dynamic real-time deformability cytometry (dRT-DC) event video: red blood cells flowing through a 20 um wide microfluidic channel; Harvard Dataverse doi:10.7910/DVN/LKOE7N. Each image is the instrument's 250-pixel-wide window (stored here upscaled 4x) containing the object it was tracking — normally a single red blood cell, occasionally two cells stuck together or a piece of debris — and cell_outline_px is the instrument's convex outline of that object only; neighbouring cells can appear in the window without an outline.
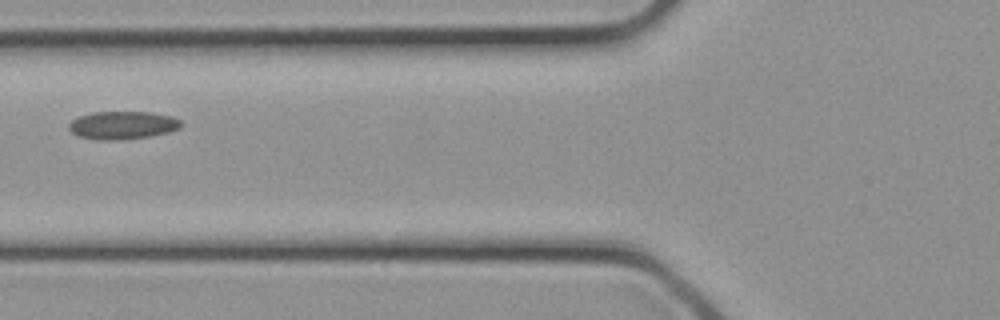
{"species": "common noctule bat (a hibernating species)", "species_latin": "Nyctalus noctula", "temperature_condition": "cold", "stored_images_in_passage": 14, "segment_of_instrument_passage": [2, 2], "camera_frame_rate_fps": 3000, "um_per_image_px": 0.085, "animal": {"sex": "female", "body_mass_g": 21.9}, "frame": {"image": 1, "passage_image": 10, "time_ms": 3.0, "image_size_px": [1000, 320], "cell_outline_px": [[184, 124], [180, 128], [168, 132], [152, 136], [124, 140], [96, 140], [76, 136], [68, 128], [68, 124], [72, 120], [80, 116], [92, 112], [152, 112], [172, 116], [180, 120]], "centroid_in_image_um": [10.43, 10.65], "position_along_channel_um": 115.4, "area_um2": 18.61}}
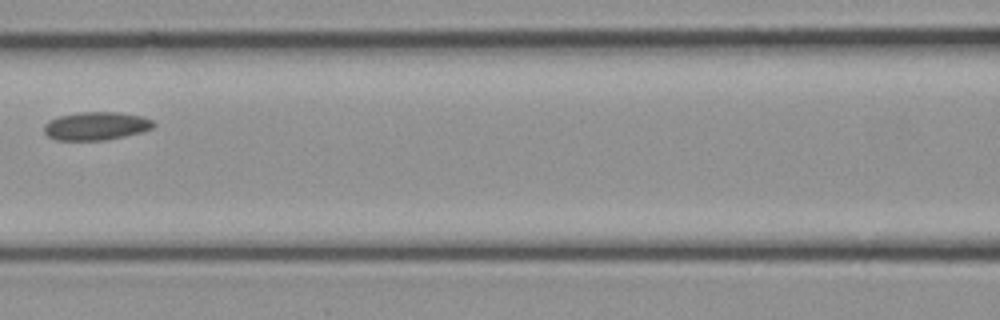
{"frame": {"image": 2, "passage_image": 12, "time_ms": 3.667, "image_size_px": [1000, 320], "cell_outline_px": [[156, 124], [152, 128], [140, 132], [124, 136], [104, 140], [56, 140], [48, 136], [44, 132], [44, 124], [48, 120], [60, 116], [80, 112], [116, 112], [144, 116], [152, 120]], "centroid_in_image_um": [8.16, 10.7], "position_along_channel_um": 158.4, "area_um2": 17.98}}